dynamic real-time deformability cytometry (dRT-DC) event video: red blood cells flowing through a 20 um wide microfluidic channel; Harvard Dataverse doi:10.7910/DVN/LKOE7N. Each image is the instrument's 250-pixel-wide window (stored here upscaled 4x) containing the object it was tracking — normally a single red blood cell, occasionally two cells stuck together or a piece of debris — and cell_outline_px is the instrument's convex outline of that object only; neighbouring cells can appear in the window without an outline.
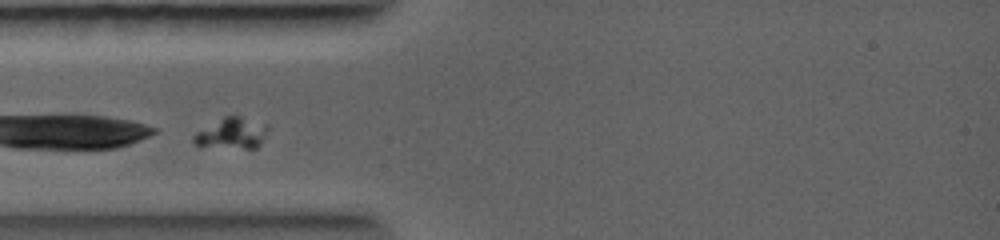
{"species": "common noctule bat (a hibernating species)", "species_latin": "Nyctalus noctula", "temperature_condition": "warm", "stored_images_in_passage": 2, "camera_frame_rate_fps": 5000, "um_per_image_px": 0.085, "animal": {"sex": "female", "body_mass_g": 19.0, "forearm_length_mm": 56.7}, "frame": {"image": 1, "passage_image": 1, "time_ms": 0.0, "image_size_px": [1000, 240], "cell_outline_px": [[268, 128], [260, 144], [256, 148], [244, 148], [196, 144], [192, 140], [192, 136], [196, 132], [224, 116], [240, 116], [268, 124]], "centroid_in_image_um": [19.74, 11.3], "position_along_channel_um": 65.3, "area_um2": 13.01}}